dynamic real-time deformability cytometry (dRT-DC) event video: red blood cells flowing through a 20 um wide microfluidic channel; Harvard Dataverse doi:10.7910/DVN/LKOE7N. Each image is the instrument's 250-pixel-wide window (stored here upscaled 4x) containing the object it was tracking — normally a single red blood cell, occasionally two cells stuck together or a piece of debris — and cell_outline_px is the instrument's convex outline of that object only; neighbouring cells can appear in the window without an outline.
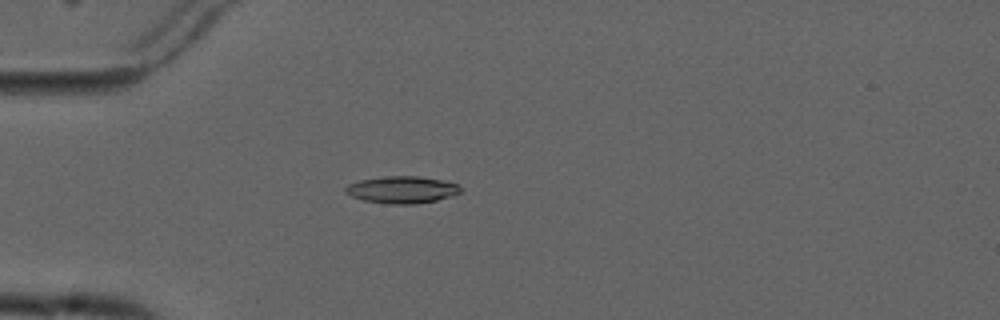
{"species": "common noctule bat (a hibernating species)", "species_latin": "Nyctalus noctula", "temperature_condition": "cold", "stored_images_in_passage": 2, "camera_frame_rate_fps": 3000, "um_per_image_px": 0.085, "animal": {"sex": "male", "forearm_length_mm": 52.5}, "frame": {"image": 1, "passage_image": 2, "time_ms": 1.0, "image_size_px": [1000, 320], "cell_outline_px": [[460, 192], [452, 196], [436, 200], [416, 204], [388, 204], [364, 200], [352, 196], [344, 192], [344, 188], [348, 184], [360, 180], [388, 176], [416, 176], [440, 180], [456, 184], [460, 188]], "centroid_in_image_um": [34.13, 16.13], "position_along_channel_um": 50.9, "area_um2": 17.92}}